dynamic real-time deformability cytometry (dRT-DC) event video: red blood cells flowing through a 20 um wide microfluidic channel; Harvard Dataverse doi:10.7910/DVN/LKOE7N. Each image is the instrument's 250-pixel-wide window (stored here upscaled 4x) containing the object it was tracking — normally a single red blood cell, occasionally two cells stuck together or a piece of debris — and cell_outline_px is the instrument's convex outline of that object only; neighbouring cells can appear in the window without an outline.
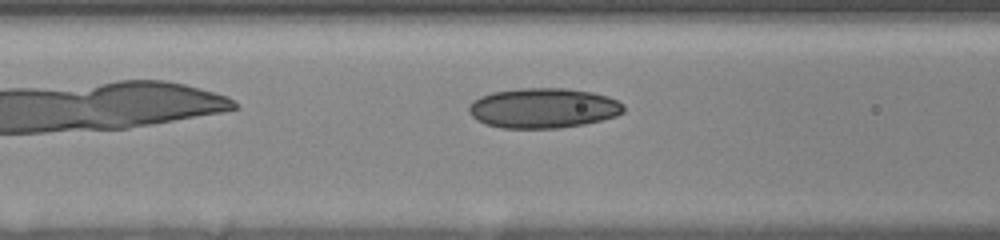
{"species": "human", "species_latin": "Homo sapiens", "temperature_condition": "room temperature", "stored_images_in_passage": 23, "camera_frame_rate_fps": 3000, "um_per_image_px": 0.085, "donor": {"sex": "female"}, "frame": {"image": 1, "passage_image": 5, "time_ms": 1.667, "image_size_px": [1000, 240], "cell_outline_px": [[624, 112], [616, 116], [584, 124], [560, 128], [500, 128], [484, 124], [476, 120], [468, 112], [468, 104], [472, 100], [480, 96], [492, 92], [520, 88], [564, 88], [592, 92], [608, 96], [624, 104]], "centroid_in_image_um": [46.14, 9.19], "position_along_channel_um": 120.5, "area_um2": 36.41}}
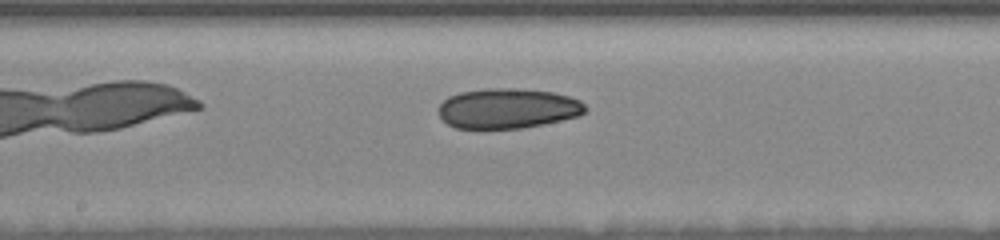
{"frame": {"image": 2, "passage_image": 12, "time_ms": 4.0, "image_size_px": [1000, 240], "cell_outline_px": [[588, 108], [580, 116], [544, 124], [520, 128], [456, 128], [448, 124], [440, 116], [436, 108], [448, 96], [460, 92], [488, 88], [512, 88], [552, 92], [568, 96], [580, 100]], "centroid_in_image_um": [43.15, 9.21], "position_along_channel_um": 205.0, "area_um2": 34.33}}
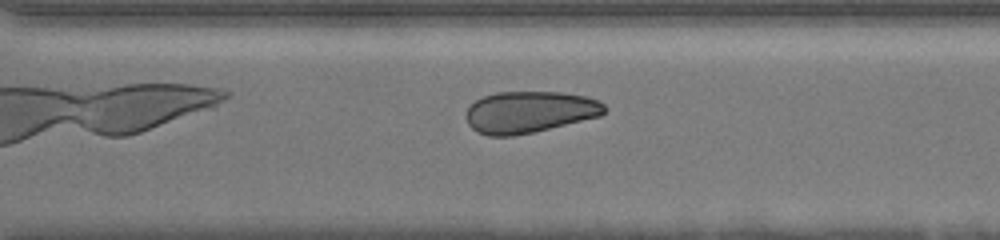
{"frame": {"image": 3, "passage_image": 20, "time_ms": 7.333, "image_size_px": [1000, 240], "cell_outline_px": [[608, 108], [600, 116], [532, 132], [512, 136], [488, 136], [476, 132], [468, 124], [464, 116], [468, 108], [476, 100], [484, 96], [496, 92], [560, 92], [588, 96], [604, 104]], "centroid_in_image_um": [44.98, 9.52], "position_along_channel_um": 325.6, "area_um2": 33.58}}